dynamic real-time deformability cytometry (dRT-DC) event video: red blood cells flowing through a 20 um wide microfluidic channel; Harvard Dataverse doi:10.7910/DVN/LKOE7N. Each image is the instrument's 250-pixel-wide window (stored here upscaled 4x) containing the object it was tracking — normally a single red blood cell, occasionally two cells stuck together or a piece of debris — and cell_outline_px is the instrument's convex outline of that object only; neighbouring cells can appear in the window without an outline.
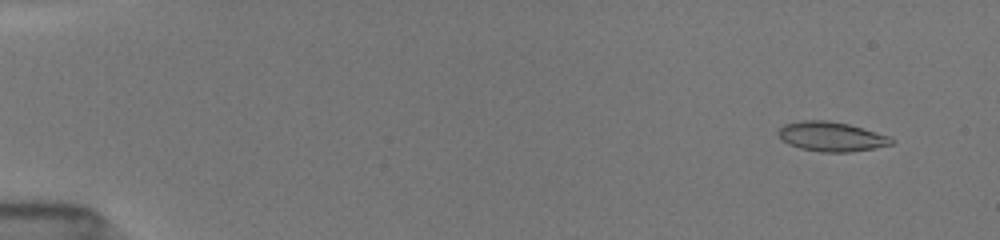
{"species": "common noctule bat (a hibernating species)", "species_latin": "Nyctalus noctula", "temperature_condition": "room temperature", "stored_images_in_passage": 51, "camera_frame_rate_fps": 3000, "um_per_image_px": 0.085, "animal": {"sex": "female", "body_mass_g": 19.5, "forearm_length_mm": 54.1}, "frame": {"image": 1, "passage_image": 3, "time_ms": 0.667, "image_size_px": [1000, 240], "cell_outline_px": [[896, 140], [892, 144], [872, 148], [848, 152], [820, 152], [800, 148], [788, 144], [776, 132], [784, 124], [804, 120], [828, 120], [848, 124], [888, 136]], "centroid_in_image_um": [70.64, 11.61], "position_along_channel_um": 14.4, "area_um2": 19.25}}
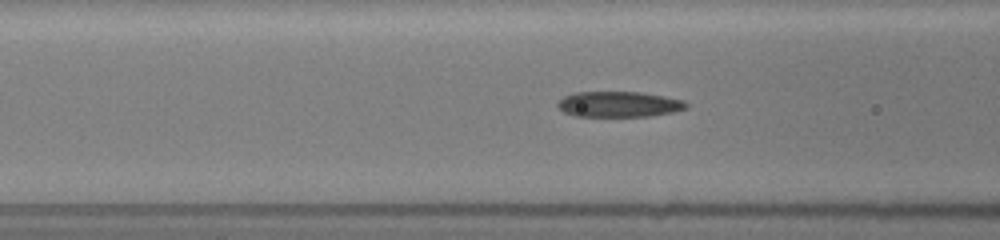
{"frame": {"image": 2, "passage_image": 21, "time_ms": 6.667, "image_size_px": [1000, 240], "cell_outline_px": [[688, 108], [672, 112], [652, 116], [576, 116], [564, 112], [556, 104], [564, 96], [576, 92], [640, 92], [664, 96], [684, 100], [688, 104]], "centroid_in_image_um": [52.63, 8.86], "position_along_channel_um": 114.0, "area_um2": 19.13}}
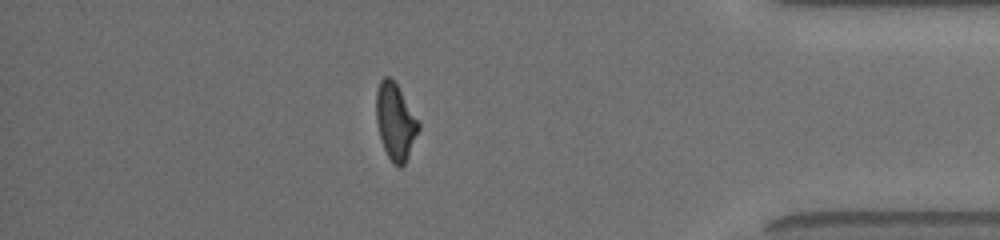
{"frame": {"image": 3, "passage_image": 45, "time_ms": 14.667, "image_size_px": [1000, 240], "cell_outline_px": [[420, 128], [408, 156], [404, 164], [400, 168], [392, 164], [384, 148], [380, 136], [376, 120], [376, 92], [380, 80], [384, 76], [388, 76], [396, 84], [420, 124]], "centroid_in_image_um": [33.59, 10.36], "position_along_channel_um": 401.6, "area_um2": 18.55}, "authors_computed_cell_mechanics": {"area_um2": 19.5364, "velocity_mm_per_s": 3.9741, "shape_relaxation_time_tau1_ms": 5.4201, "shape_relaxation_time_tau2_ms": 2.0846, "deformation_change_tau1": 0.1921, "deformation_change_tau2": 0.1027}}